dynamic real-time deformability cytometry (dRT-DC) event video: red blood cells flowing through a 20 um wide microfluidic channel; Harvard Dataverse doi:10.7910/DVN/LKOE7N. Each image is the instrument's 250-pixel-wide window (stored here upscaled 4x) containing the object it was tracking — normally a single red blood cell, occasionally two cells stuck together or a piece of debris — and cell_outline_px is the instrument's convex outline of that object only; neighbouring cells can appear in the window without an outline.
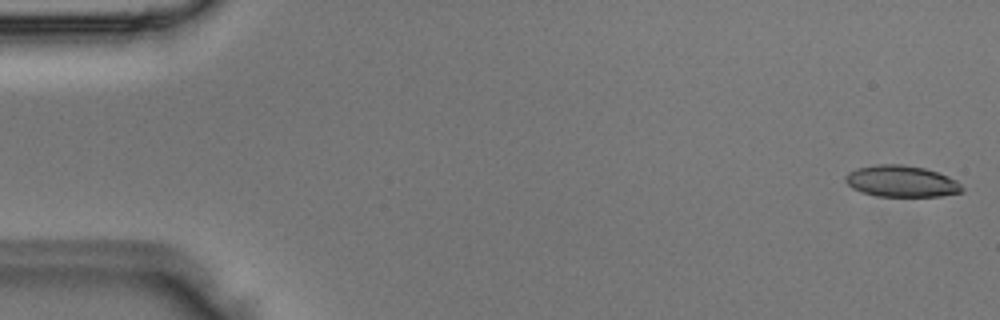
{"species": "Egyptian fruit bat (a non-hibernating species)", "species_latin": "Rousettus aegyptiacus", "temperature_condition": "room temperature", "stored_images_in_passage": 4, "camera_frame_rate_fps": 3000, "um_per_image_px": 0.085, "animal": {"sex": "male"}, "frame": {"image": 1, "passage_image": 1, "time_ms": 0.0, "image_size_px": [1000, 320], "cell_outline_px": [[964, 192], [940, 196], [876, 196], [860, 192], [852, 188], [844, 180], [844, 176], [848, 172], [856, 168], [876, 164], [900, 164], [924, 168], [948, 176], [956, 180], [964, 188]], "centroid_in_image_um": [76.6, 15.41], "position_along_channel_um": 8.4, "area_um2": 21.5}}